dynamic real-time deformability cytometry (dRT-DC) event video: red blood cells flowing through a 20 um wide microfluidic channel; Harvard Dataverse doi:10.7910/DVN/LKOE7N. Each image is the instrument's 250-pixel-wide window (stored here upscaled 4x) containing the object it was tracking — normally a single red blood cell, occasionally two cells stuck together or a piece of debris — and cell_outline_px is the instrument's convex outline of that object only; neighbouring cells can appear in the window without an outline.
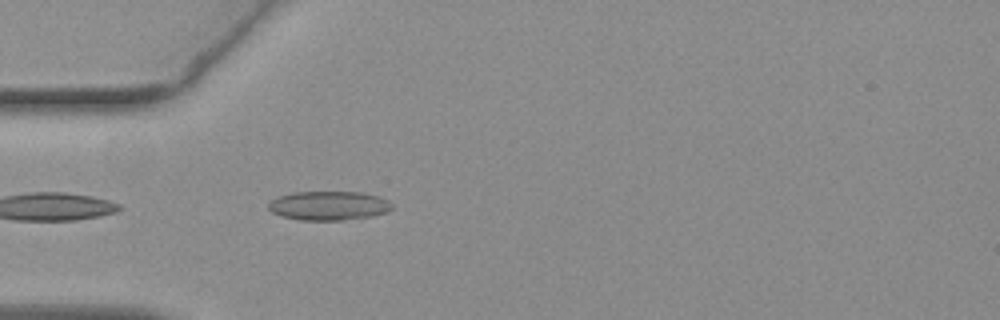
{"species": "common noctule bat (a hibernating species)", "species_latin": "Nyctalus noctula", "temperature_condition": "warm", "stored_images_in_passage": 24, "camera_frame_rate_fps": 3000, "um_per_image_px": 0.085, "animal": {"sex": "female", "body_mass_g": 19.3, "forearm_length_mm": 54.1}, "frame": {"image": 1, "passage_image": 1, "time_ms": 0.0, "image_size_px": [1000, 320], "cell_outline_px": [[392, 208], [388, 212], [372, 216], [340, 220], [300, 220], [280, 216], [272, 212], [268, 208], [268, 204], [276, 196], [292, 192], [364, 192], [388, 200], [392, 204]], "centroid_in_image_um": [27.92, 17.48], "position_along_channel_um": 57.1, "area_um2": 21.04}}
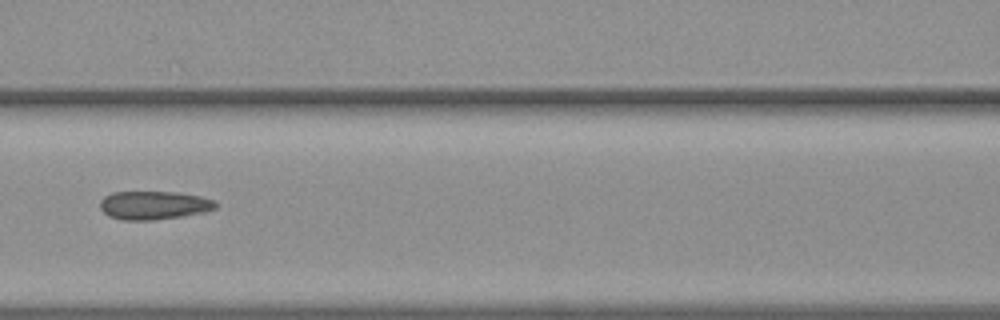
{"frame": {"image": 2, "passage_image": 9, "time_ms": 2.667, "image_size_px": [1000, 320], "cell_outline_px": [[216, 208], [208, 212], [184, 216], [156, 220], [124, 220], [108, 216], [100, 208], [100, 200], [104, 196], [112, 192], [176, 192], [200, 196], [212, 200], [216, 204]], "centroid_in_image_um": [13.07, 17.45], "position_along_channel_um": 153.5, "area_um2": 19.31}}
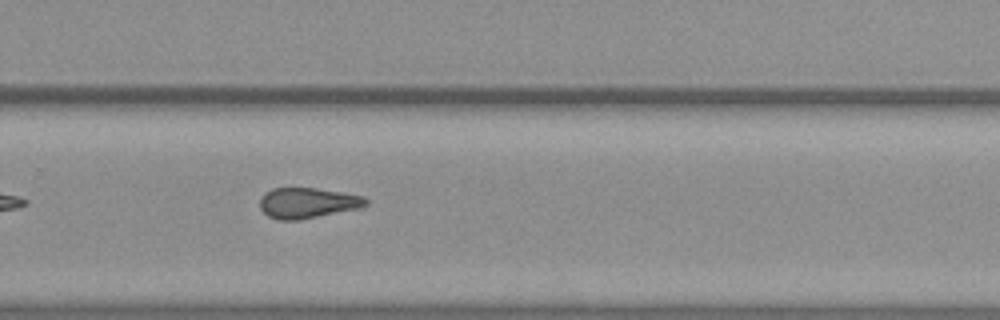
{"frame": {"image": 3, "passage_image": 21, "time_ms": 6.667, "image_size_px": [1000, 320], "cell_outline_px": [[368, 204], [364, 208], [296, 220], [280, 220], [268, 216], [260, 208], [260, 196], [264, 192], [272, 188], [316, 188], [344, 192], [364, 196], [368, 200]], "centroid_in_image_um": [26.18, 17.24], "position_along_channel_um": 303.6, "area_um2": 19.13}}